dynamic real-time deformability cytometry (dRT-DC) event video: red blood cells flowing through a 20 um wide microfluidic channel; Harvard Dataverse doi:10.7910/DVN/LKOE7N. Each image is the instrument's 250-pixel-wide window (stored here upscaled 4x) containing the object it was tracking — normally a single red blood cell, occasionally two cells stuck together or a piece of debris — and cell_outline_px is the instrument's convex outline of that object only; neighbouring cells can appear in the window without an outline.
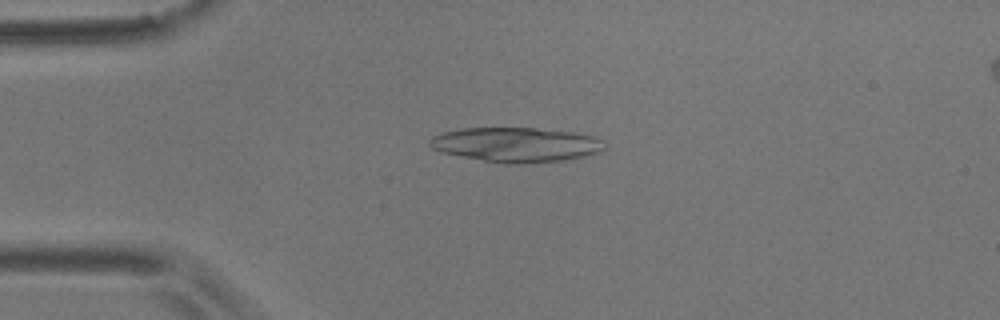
{"species": "common noctule bat (a hibernating species)", "species_latin": "Nyctalus noctula", "temperature_condition": "room temperature", "stored_images_in_passage": 6, "camera_frame_rate_fps": 3000, "um_per_image_px": 0.085, "animal": {"sex": "male", "body_mass_g": 17.9}, "frame": {"image": 1, "passage_image": 4, "time_ms": 1.0, "image_size_px": [1000, 320], "cell_outline_px": [[604, 148], [600, 152], [584, 156], [564, 160], [516, 164], [504, 164], [460, 156], [440, 152], [432, 148], [428, 144], [428, 140], [432, 136], [444, 132], [460, 128], [536, 128], [576, 132], [596, 136], [600, 140]], "centroid_in_image_um": [43.84, 12.29], "position_along_channel_um": 41.2, "area_um2": 35.37}}